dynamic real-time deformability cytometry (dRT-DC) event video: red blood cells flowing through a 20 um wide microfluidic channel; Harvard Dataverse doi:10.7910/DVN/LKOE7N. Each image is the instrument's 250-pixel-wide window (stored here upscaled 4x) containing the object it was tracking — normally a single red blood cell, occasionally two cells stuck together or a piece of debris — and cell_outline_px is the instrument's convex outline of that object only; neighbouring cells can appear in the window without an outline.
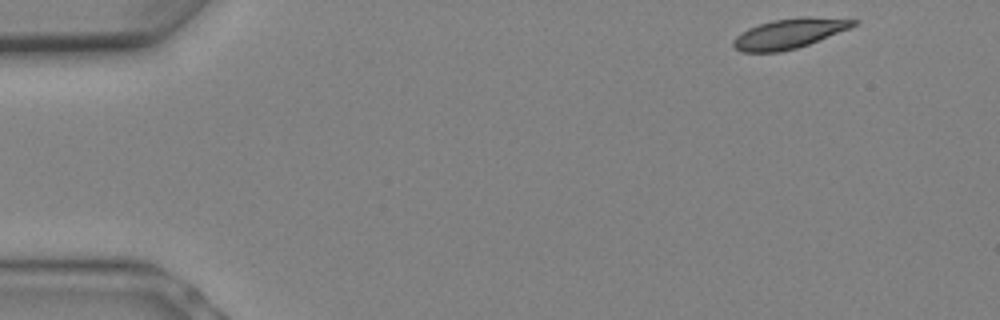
{"species": "Egyptian fruit bat (a non-hibernating species)", "species_latin": "Rousettus aegyptiacus", "temperature_condition": "warm", "stored_images_in_passage": 7, "camera_frame_rate_fps": 3000, "um_per_image_px": 0.085, "animal": {"sex": "female"}, "frame": {"image": 1, "passage_image": 1, "time_ms": 0.0, "image_size_px": [1000, 320], "cell_outline_px": [[860, 20], [856, 24], [848, 28], [808, 44], [796, 48], [780, 52], [740, 52], [732, 44], [732, 40], [736, 36], [748, 28], [772, 20], [804, 16], [808, 16]], "centroid_in_image_um": [67.04, 2.84], "position_along_channel_um": 18.0, "area_um2": 20.69}}
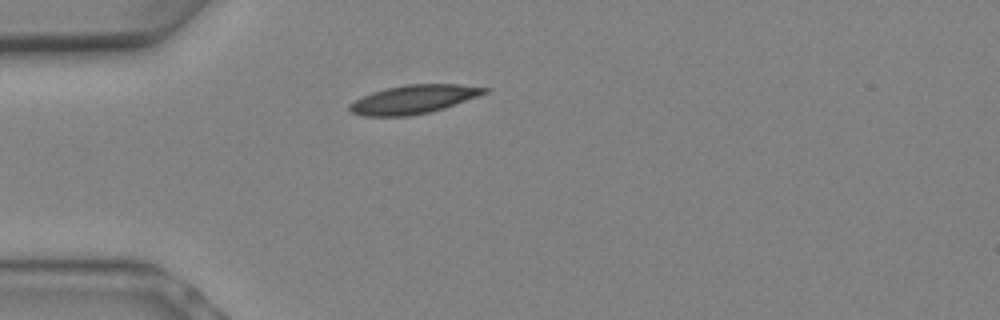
{"frame": {"image": 2, "passage_image": 5, "time_ms": 1.333, "image_size_px": [1000, 320], "cell_outline_px": [[492, 88], [488, 92], [444, 108], [428, 112], [408, 116], [360, 116], [352, 112], [348, 108], [348, 104], [372, 92], [388, 88], [408, 84], [460, 84]], "centroid_in_image_um": [35.16, 8.44], "position_along_channel_um": 49.8, "area_um2": 22.31}}
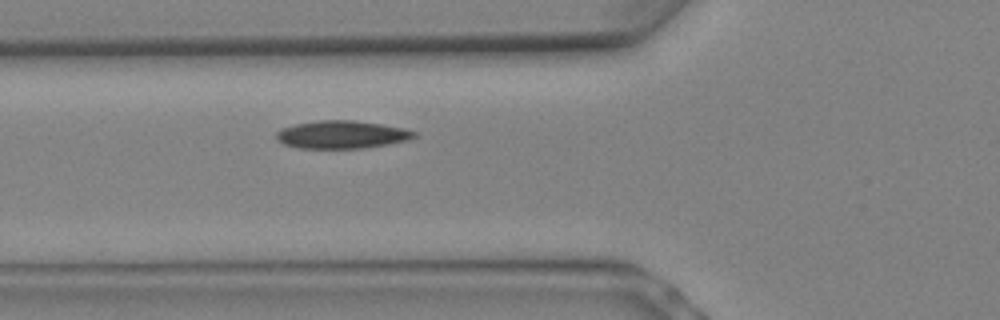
{"frame": {"image": 3, "passage_image": 7, "time_ms": 2.0, "image_size_px": [1000, 320], "cell_outline_px": [[416, 136], [408, 140], [388, 144], [364, 148], [296, 148], [284, 144], [276, 140], [276, 132], [280, 128], [296, 124], [320, 120], [352, 120], [380, 124], [404, 128], [416, 132]], "centroid_in_image_um": [29.02, 11.44], "position_along_channel_um": 96.8, "area_um2": 22.37}}